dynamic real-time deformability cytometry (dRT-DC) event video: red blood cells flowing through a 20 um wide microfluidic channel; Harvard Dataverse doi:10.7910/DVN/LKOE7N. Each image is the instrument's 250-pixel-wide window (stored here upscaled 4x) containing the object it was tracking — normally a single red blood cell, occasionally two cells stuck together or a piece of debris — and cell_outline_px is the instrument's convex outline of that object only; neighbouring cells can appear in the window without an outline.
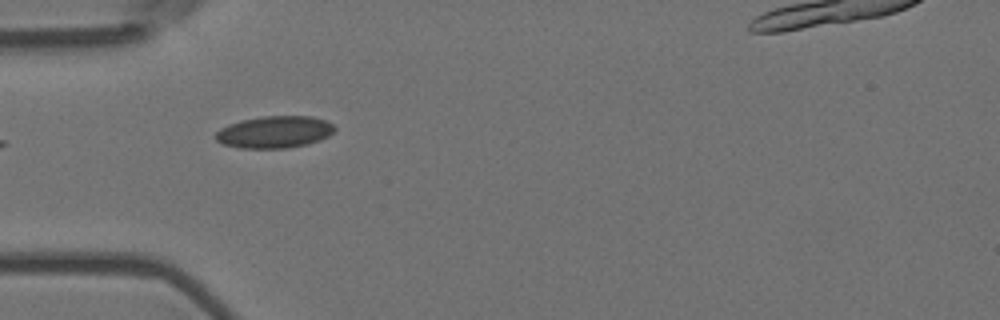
{"species": "Egyptian fruit bat (a non-hibernating species)", "species_latin": "Rousettus aegyptiacus", "temperature_condition": "room temperature", "stored_images_in_passage": 7, "camera_frame_rate_fps": 3000, "um_per_image_px": 0.085, "animal": {"sex": "female"}, "frame": {"image": 1, "passage_image": 4, "time_ms": 1.0, "image_size_px": [1000, 320], "cell_outline_px": [[336, 128], [328, 136], [320, 140], [308, 144], [288, 148], [240, 148], [224, 144], [216, 140], [216, 132], [220, 128], [228, 124], [240, 120], [260, 116], [312, 116], [324, 120], [332, 124]], "centroid_in_image_um": [23.33, 11.21], "position_along_channel_um": 61.7, "area_um2": 22.25}}
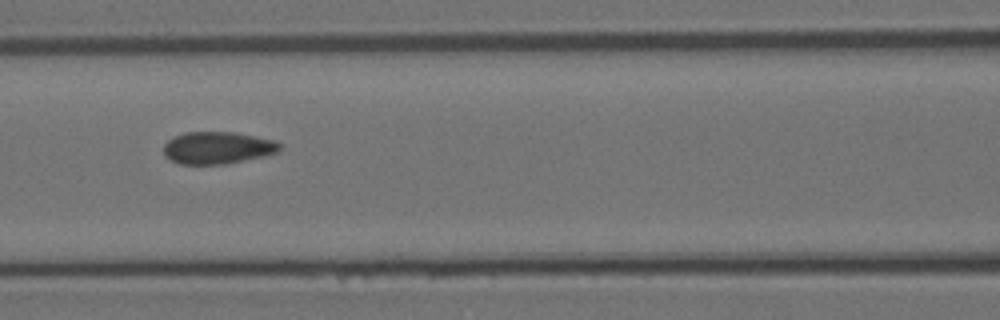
{"frame": {"image": 2, "passage_image": 6, "time_ms": 1.667, "image_size_px": [1000, 320], "cell_outline_px": [[280, 152], [264, 156], [224, 164], [180, 164], [164, 156], [164, 144], [172, 136], [184, 132], [232, 132], [256, 136], [276, 140], [280, 144]], "centroid_in_image_um": [18.49, 12.55], "position_along_channel_um": 148.1, "area_um2": 21.91}}
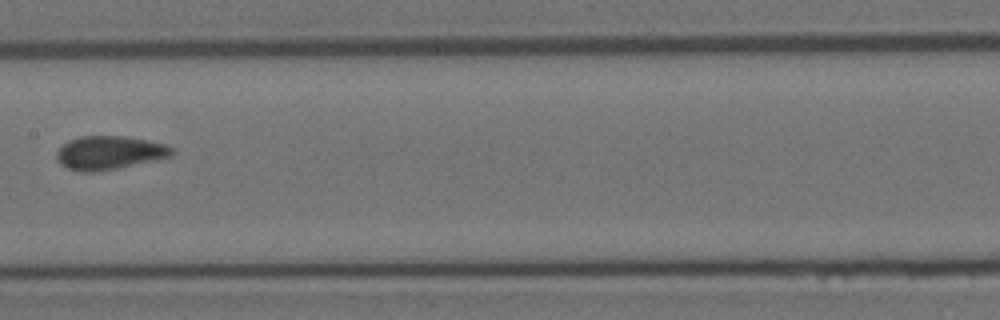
{"frame": {"image": 3, "passage_image": 7, "time_ms": 2.0, "image_size_px": [1000, 320], "cell_outline_px": [[176, 152], [172, 156], [116, 168], [92, 172], [80, 172], [68, 168], [60, 164], [56, 160], [56, 152], [68, 140], [80, 136], [124, 136], [148, 140], [168, 144]], "centroid_in_image_um": [9.29, 12.97], "position_along_channel_um": 198.1, "area_um2": 22.54}}